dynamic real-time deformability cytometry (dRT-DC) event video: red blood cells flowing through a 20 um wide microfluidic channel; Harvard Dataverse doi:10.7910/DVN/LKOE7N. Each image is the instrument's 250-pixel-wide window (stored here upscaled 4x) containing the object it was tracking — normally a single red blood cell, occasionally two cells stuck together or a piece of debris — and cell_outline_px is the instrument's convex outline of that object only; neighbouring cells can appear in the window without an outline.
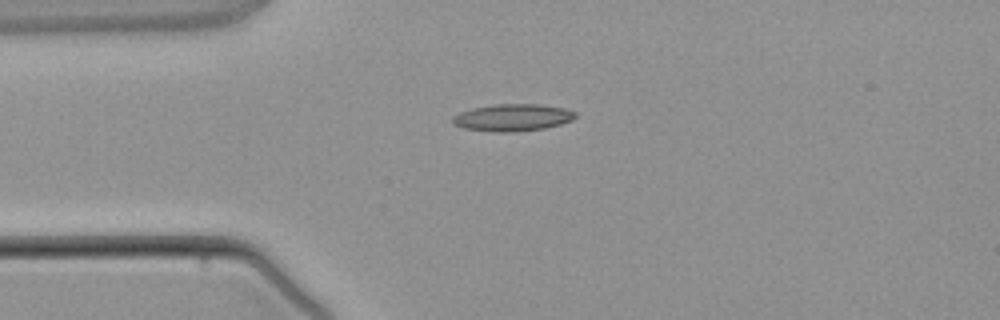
{"species": "common noctule bat (a hibernating species)", "species_latin": "Nyctalus noctula", "temperature_condition": "warm", "stored_images_in_passage": 1, "camera_frame_rate_fps": 3000, "um_per_image_px": 0.085, "animal": {"sex": "male", "body_mass_g": 21.5, "forearm_length_mm": 52.0}, "frame": {"image": 1, "passage_image": 1, "time_ms": 0.0, "image_size_px": [1000, 320], "cell_outline_px": [[576, 116], [572, 120], [560, 124], [544, 128], [516, 132], [492, 132], [464, 128], [452, 124], [452, 116], [460, 112], [472, 108], [496, 104], [540, 104], [564, 108], [576, 112]], "centroid_in_image_um": [43.55, 9.99], "position_along_channel_um": 41.5, "area_um2": 19.48}}